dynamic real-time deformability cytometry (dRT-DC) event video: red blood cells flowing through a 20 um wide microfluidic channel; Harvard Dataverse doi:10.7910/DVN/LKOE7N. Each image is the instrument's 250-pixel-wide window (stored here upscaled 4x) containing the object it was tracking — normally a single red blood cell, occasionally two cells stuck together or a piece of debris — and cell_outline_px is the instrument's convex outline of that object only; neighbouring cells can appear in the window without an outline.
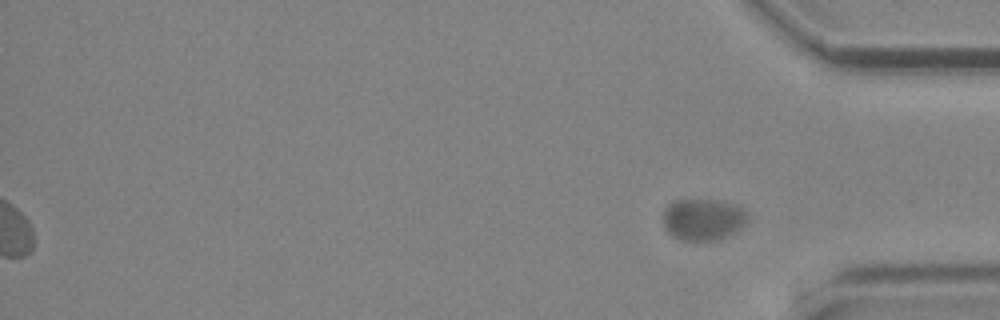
{"species": "common noctule bat (a hibernating species)", "species_latin": "Nyctalus noctula", "temperature_condition": "cold", "stored_images_in_passage": 50, "segment_of_instrument_passage": [2, 2], "camera_frame_rate_fps": 3000, "um_per_image_px": 0.085, "animal": {"sex": "male", "body_mass_g": 19.2, "forearm_length_mm": 51.8}, "frame": {"image": 1, "passage_image": 50, "time_ms": 16.333, "image_size_px": [1000, 320], "cell_outline_px": [[748, 220], [740, 228], [716, 240], [680, 240], [672, 236], [664, 228], [664, 208], [668, 204], [676, 200], [716, 200], [740, 204], [748, 212]], "centroid_in_image_um": [59.78, 18.63], "position_along_channel_um": 375.4, "area_um2": 20.63}}